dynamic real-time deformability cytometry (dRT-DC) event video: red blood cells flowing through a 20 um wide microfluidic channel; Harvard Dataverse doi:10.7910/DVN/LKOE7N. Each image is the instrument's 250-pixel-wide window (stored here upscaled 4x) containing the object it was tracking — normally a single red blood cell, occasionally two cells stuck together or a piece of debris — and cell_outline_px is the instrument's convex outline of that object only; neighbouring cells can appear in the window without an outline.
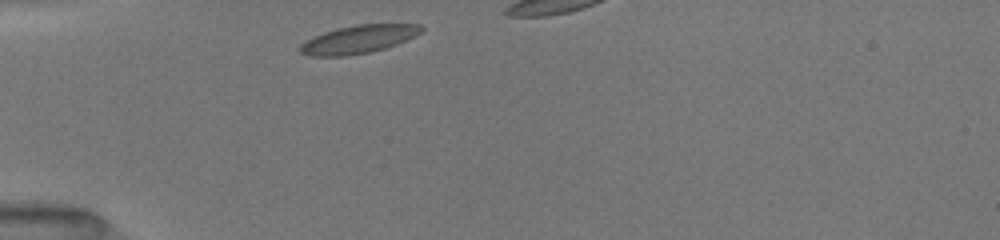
{"species": "common noctule bat (a hibernating species)", "species_latin": "Nyctalus noctula", "temperature_condition": "room temperature", "stored_images_in_passage": 7, "camera_frame_rate_fps": 3000, "um_per_image_px": 0.085, "animal": {"sex": "female", "body_mass_g": 19.5, "forearm_length_mm": 54.1}, "frame": {"image": 1, "passage_image": 1, "time_ms": 0.0, "image_size_px": [1000, 240], "cell_outline_px": [[424, 28], [420, 32], [396, 44], [384, 48], [368, 52], [348, 56], [308, 56], [300, 52], [296, 48], [304, 40], [324, 32], [356, 24], [420, 24]], "centroid_in_image_um": [30.38, 3.35], "position_along_channel_um": 54.6, "area_um2": 19.71}}
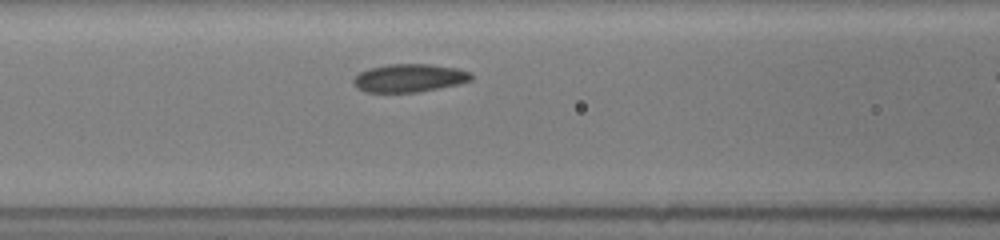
{"frame": {"image": 2, "passage_image": 6, "time_ms": 2.333, "image_size_px": [1000, 240], "cell_outline_px": [[472, 80], [460, 84], [420, 92], [364, 92], [356, 88], [352, 84], [352, 80], [360, 72], [368, 68], [388, 64], [428, 64], [456, 68], [472, 72]], "centroid_in_image_um": [34.78, 6.64], "position_along_channel_um": 131.8, "area_um2": 19.54}}